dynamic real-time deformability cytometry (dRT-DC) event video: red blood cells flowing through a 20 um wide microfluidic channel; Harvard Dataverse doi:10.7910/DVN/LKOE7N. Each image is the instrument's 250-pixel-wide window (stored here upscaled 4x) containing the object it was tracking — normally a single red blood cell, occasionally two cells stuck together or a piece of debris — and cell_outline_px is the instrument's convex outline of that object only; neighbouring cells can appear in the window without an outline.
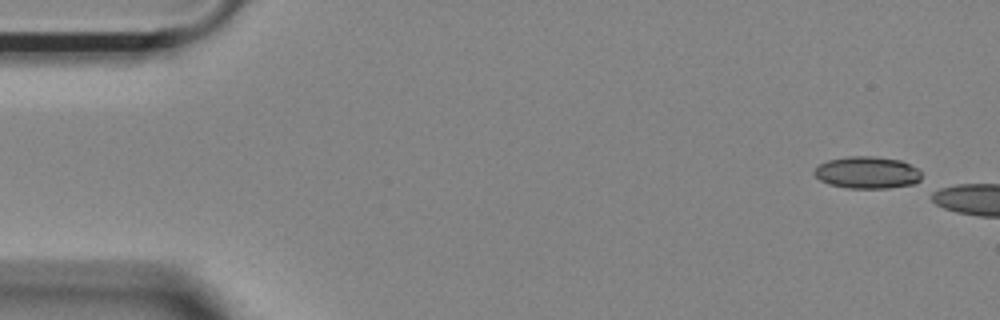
{"species": "Egyptian fruit bat (a non-hibernating species)", "species_latin": "Rousettus aegyptiacus", "temperature_condition": "room temperature", "stored_images_in_passage": 2, "camera_frame_rate_fps": 3000, "um_per_image_px": 0.085, "animal": {"sex": "female"}, "frame": {"image": 1, "passage_image": 1, "time_ms": 0.0, "image_size_px": [1000, 320], "cell_outline_px": [[920, 180], [916, 184], [888, 188], [848, 188], [828, 184], [820, 180], [812, 172], [820, 164], [828, 160], [848, 156], [876, 156], [900, 160], [916, 168], [920, 172]], "centroid_in_image_um": [73.7, 14.67], "position_along_channel_um": 11.3, "area_um2": 20.06}}